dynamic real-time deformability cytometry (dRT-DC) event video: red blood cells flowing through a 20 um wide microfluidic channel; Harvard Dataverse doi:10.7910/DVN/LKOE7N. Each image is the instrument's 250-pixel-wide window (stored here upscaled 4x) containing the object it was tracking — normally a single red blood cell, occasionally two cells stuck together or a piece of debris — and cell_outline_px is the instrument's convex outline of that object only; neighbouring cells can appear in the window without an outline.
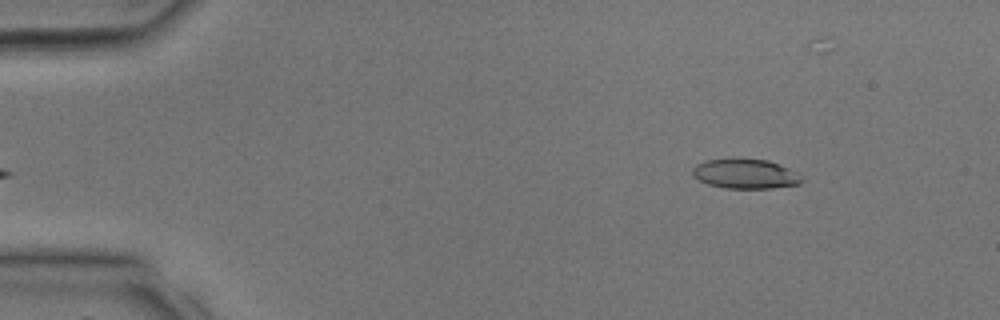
{"species": "common noctule bat (a hibernating species)", "species_latin": "Nyctalus noctula", "temperature_condition": "room temperature", "stored_images_in_passage": 23, "camera_frame_rate_fps": 3000, "um_per_image_px": 0.085, "animal": {"sex": "male", "body_mass_g": 17.9, "forearm_length_mm": 54.2}, "frame": {"image": 1, "passage_image": 1, "time_ms": 0.0, "image_size_px": [1000, 320], "cell_outline_px": [[804, 180], [800, 184], [772, 188], [724, 188], [708, 184], [692, 176], [692, 168], [696, 164], [704, 160], [768, 160], [788, 168], [804, 176]], "centroid_in_image_um": [63.38, 14.8], "position_along_channel_um": 21.6, "area_um2": 18.67}}
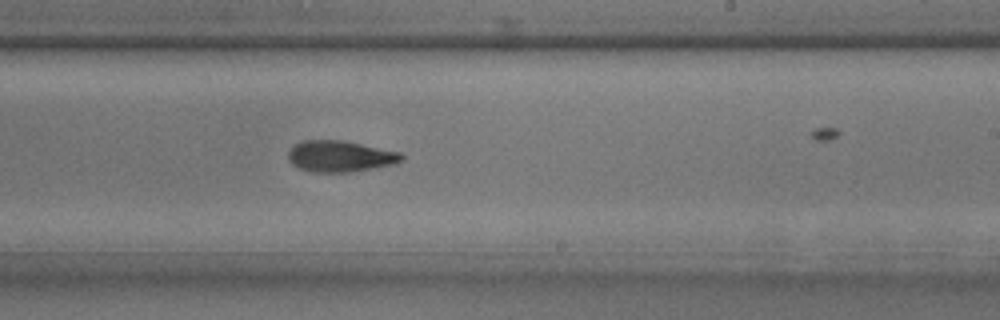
{"frame": {"image": 2, "passage_image": 17, "time_ms": 5.333, "image_size_px": [1000, 320], "cell_outline_px": [[404, 160], [396, 164], [376, 168], [348, 172], [312, 172], [300, 168], [292, 164], [288, 160], [288, 152], [292, 144], [300, 140], [344, 140], [400, 152], [404, 156]], "centroid_in_image_um": [28.91, 13.27], "position_along_channel_um": 260.1, "area_um2": 20.98}}
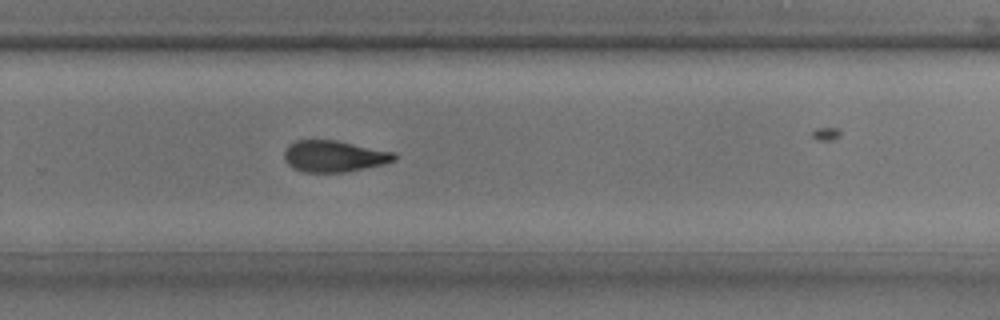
{"frame": {"image": 3, "passage_image": 19, "time_ms": 6.0, "image_size_px": [1000, 320], "cell_outline_px": [[396, 160], [384, 164], [344, 172], [304, 172], [292, 168], [284, 160], [284, 152], [288, 144], [296, 140], [336, 140], [392, 152], [396, 156]], "centroid_in_image_um": [28.34, 13.28], "position_along_channel_um": 301.5, "area_um2": 20.06}}